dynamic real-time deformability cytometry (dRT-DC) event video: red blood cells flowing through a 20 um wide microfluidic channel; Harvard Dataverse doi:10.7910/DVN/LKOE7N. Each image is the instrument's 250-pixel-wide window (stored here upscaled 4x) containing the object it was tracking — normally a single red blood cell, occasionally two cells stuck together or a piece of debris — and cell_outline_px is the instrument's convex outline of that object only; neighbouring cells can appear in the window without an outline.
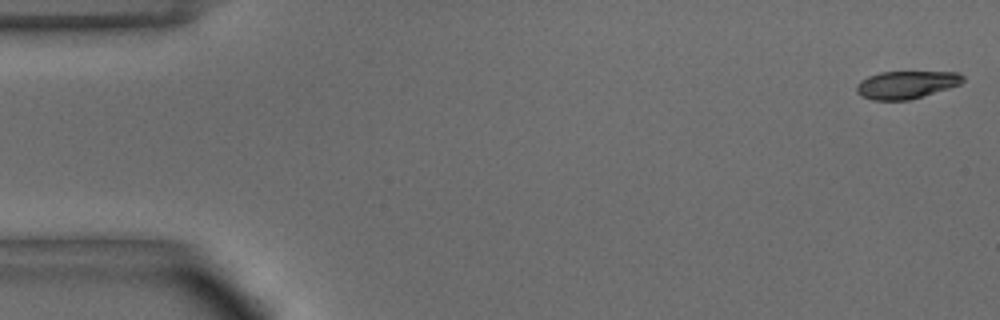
{"species": "common noctule bat (a hibernating species)", "species_latin": "Nyctalus noctula", "temperature_condition": "warm", "stored_images_in_passage": 50, "camera_frame_rate_fps": 3000, "um_per_image_px": 0.085, "animal": {"sex": "male", "body_mass_g": 15.6}, "frame": {"image": 1, "passage_image": 1, "time_ms": 0.0, "image_size_px": [1000, 320], "cell_outline_px": [[964, 80], [960, 84], [948, 88], [908, 100], [872, 100], [860, 96], [856, 92], [856, 84], [860, 80], [868, 76], [880, 72], [960, 72], [964, 76]], "centroid_in_image_um": [76.99, 7.2], "position_along_channel_um": 8.0, "area_um2": 17.17}}
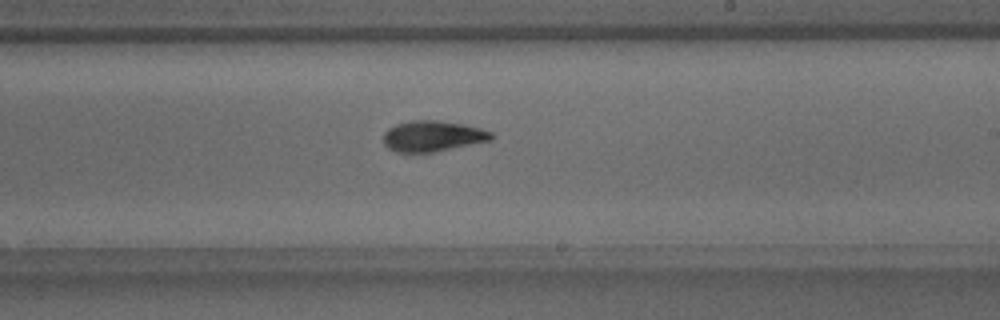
{"frame": {"image": 2, "passage_image": 29, "time_ms": 9.333, "image_size_px": [1000, 320], "cell_outline_px": [[492, 140], [432, 152], [396, 152], [388, 148], [384, 144], [384, 132], [388, 128], [396, 124], [408, 120], [436, 120], [460, 124], [480, 128], [492, 132]], "centroid_in_image_um": [36.74, 11.56], "position_along_channel_um": 252.3, "area_um2": 19.19}}
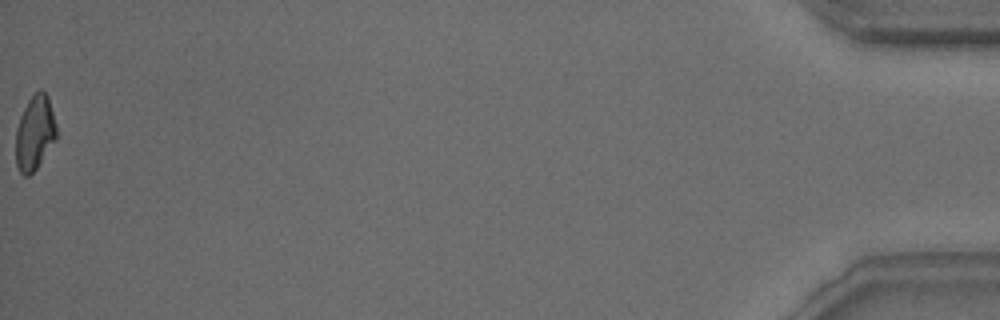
{"frame": {"image": 3, "passage_image": 50, "time_ms": 16.333, "image_size_px": [1000, 320], "cell_outline_px": [[56, 140], [36, 168], [28, 176], [24, 176], [20, 172], [16, 164], [16, 128], [20, 116], [28, 100], [40, 88], [48, 96], [56, 124]], "centroid_in_image_um": [2.95, 11.29], "position_along_channel_um": 432.2, "area_um2": 17.57}, "authors_computed_cell_mechanics": {"area_um2": 18.7272, "velocity_mm_per_s": 4.0321, "shape_relaxation_time_tau1_ms": 6.0689, "shape_relaxation_time_tau2_ms": 2.2395, "deformation_change_tau1": 0.1992, "deformation_change_tau2": 0.0864}}